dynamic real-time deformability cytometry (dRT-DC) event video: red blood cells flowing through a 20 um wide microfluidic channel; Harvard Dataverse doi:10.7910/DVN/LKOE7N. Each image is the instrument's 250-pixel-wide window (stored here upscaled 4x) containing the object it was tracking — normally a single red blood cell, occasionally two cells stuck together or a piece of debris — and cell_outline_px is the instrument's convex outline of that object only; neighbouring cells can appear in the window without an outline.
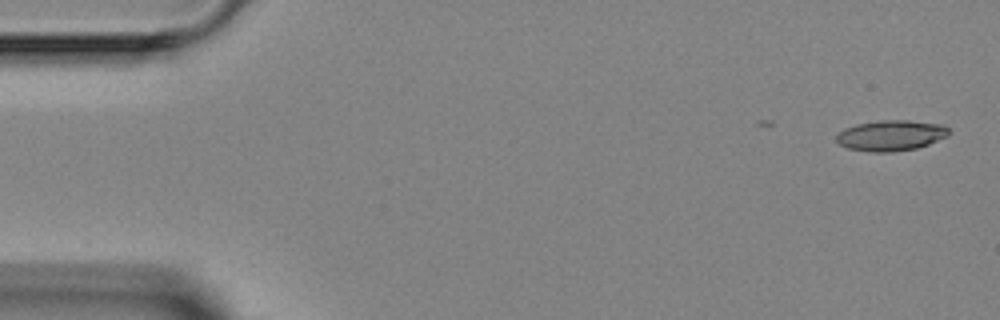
{"species": "Egyptian fruit bat (a non-hibernating species)", "species_latin": "Rousettus aegyptiacus", "temperature_condition": "room temperature", "stored_images_in_passage": 4, "camera_frame_rate_fps": 3000, "um_per_image_px": 0.085, "animal": {"sex": "female"}, "frame": {"image": 1, "passage_image": 1, "time_ms": 0.0, "image_size_px": [1000, 320], "cell_outline_px": [[952, 132], [948, 136], [928, 144], [916, 148], [892, 152], [868, 152], [848, 148], [840, 144], [836, 140], [836, 136], [844, 128], [856, 124], [880, 120], [908, 120], [944, 124]], "centroid_in_image_um": [75.76, 11.51], "position_along_channel_um": 9.2, "area_um2": 20.23}}